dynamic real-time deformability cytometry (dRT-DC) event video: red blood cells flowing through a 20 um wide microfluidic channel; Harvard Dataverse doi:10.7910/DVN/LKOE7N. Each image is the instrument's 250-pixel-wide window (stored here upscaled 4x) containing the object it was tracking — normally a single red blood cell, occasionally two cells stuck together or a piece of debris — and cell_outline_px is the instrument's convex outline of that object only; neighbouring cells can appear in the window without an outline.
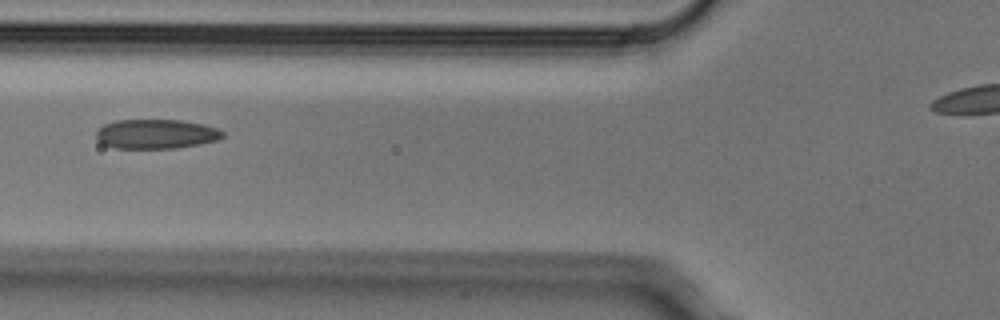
{"species": "Egyptian fruit bat (a non-hibernating species)", "species_latin": "Rousettus aegyptiacus", "temperature_condition": "cold", "stored_images_in_passage": 8, "segment_of_instrument_passage": [1, 2], "camera_frame_rate_fps": 3000, "um_per_image_px": 0.085, "animal": {"sex": "male"}, "frame": {"image": 1, "passage_image": 5, "time_ms": 1.333, "image_size_px": [1000, 320], "cell_outline_px": [[224, 136], [216, 140], [200, 144], [176, 148], [112, 148], [104, 144], [96, 136], [96, 132], [104, 124], [116, 120], [180, 120], [200, 124], [216, 128], [224, 132]], "centroid_in_image_um": [13.26, 11.39], "position_along_channel_um": 112.5, "area_um2": 21.5}}
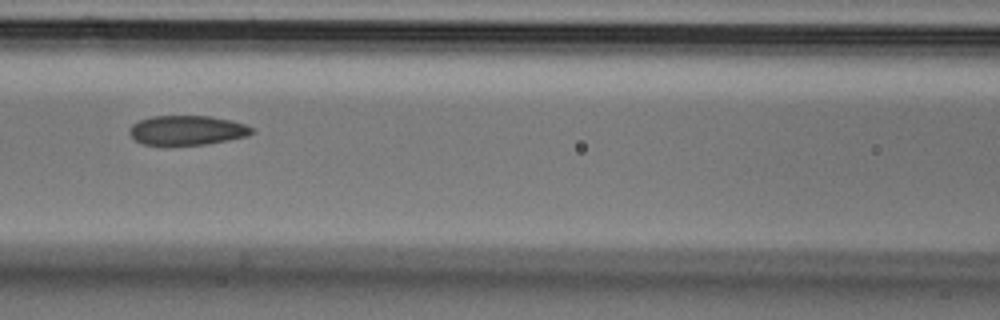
{"frame": {"image": 2, "passage_image": 6, "time_ms": 1.667, "image_size_px": [1000, 320], "cell_outline_px": [[256, 132], [248, 136], [208, 144], [144, 144], [136, 140], [128, 132], [132, 124], [140, 120], [152, 116], [212, 116], [232, 120], [244, 124], [252, 128]], "centroid_in_image_um": [15.95, 11.06], "position_along_channel_um": 150.7, "area_um2": 20.92}}
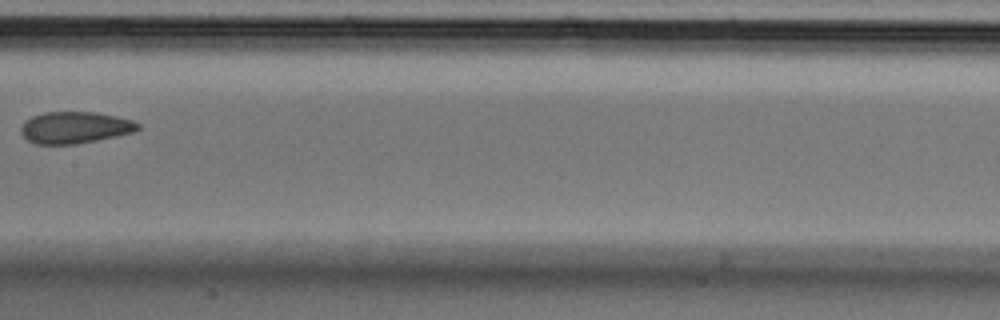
{"frame": {"image": 3, "passage_image": 7, "time_ms": 2.0, "image_size_px": [1000, 320], "cell_outline_px": [[140, 128], [136, 132], [76, 144], [32, 144], [20, 132], [20, 128], [32, 116], [44, 112], [96, 112], [116, 116], [132, 120], [140, 124]], "centroid_in_image_um": [6.39, 10.84], "position_along_channel_um": 201.0, "area_um2": 21.62}}